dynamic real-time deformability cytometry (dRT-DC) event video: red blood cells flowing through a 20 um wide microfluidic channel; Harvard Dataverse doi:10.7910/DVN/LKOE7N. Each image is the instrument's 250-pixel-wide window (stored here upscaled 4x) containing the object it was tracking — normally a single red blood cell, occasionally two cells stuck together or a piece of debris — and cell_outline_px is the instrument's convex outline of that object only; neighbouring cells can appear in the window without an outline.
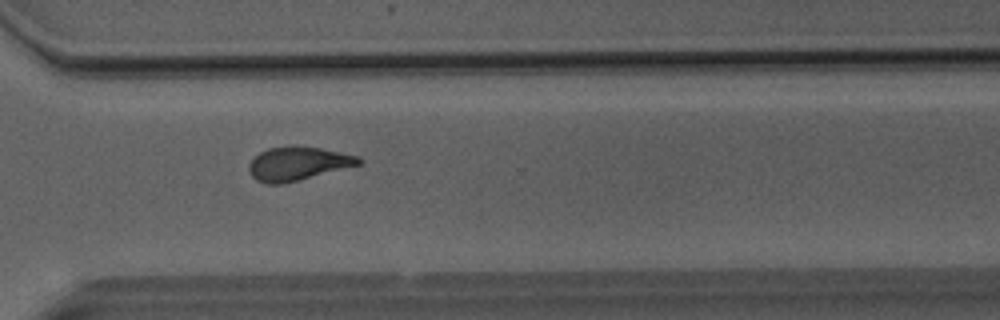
{"species": "Egyptian fruit bat (a non-hibernating species)", "species_latin": "Rousettus aegyptiacus", "temperature_condition": "room temperature", "stored_images_in_passage": 50, "camera_frame_rate_fps": 3000, "um_per_image_px": 0.085, "animal": {"sex": "male"}, "frame": {"image": 1, "passage_image": 37, "time_ms": 12.0, "image_size_px": [1000, 320], "cell_outline_px": [[364, 160], [360, 164], [284, 184], [268, 184], [256, 180], [248, 172], [248, 164], [260, 152], [268, 148], [320, 148], [360, 156]], "centroid_in_image_um": [25.31, 13.94], "position_along_channel_um": 345.3, "area_um2": 20.98}}
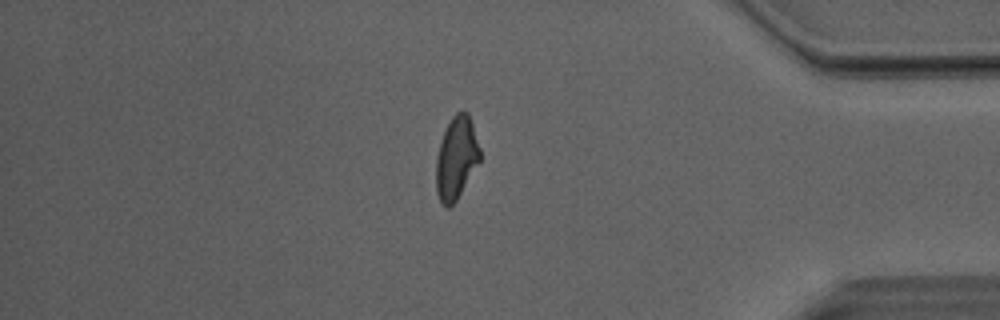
{"frame": {"image": 2, "passage_image": 43, "time_ms": 14.0, "image_size_px": [1000, 320], "cell_outline_px": [[480, 160], [456, 200], [448, 208], [444, 208], [440, 204], [436, 192], [436, 160], [440, 144], [444, 132], [452, 116], [456, 112], [468, 112], [480, 148]], "centroid_in_image_um": [38.77, 13.46], "position_along_channel_um": 396.4, "area_um2": 20.87}}
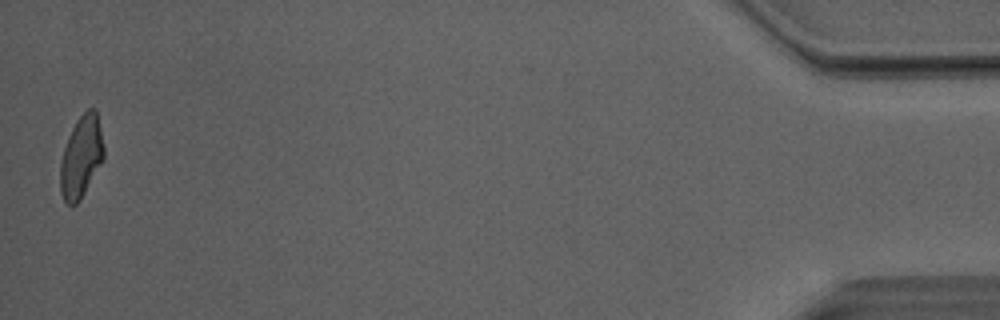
{"frame": {"image": 3, "passage_image": 50, "time_ms": 16.333, "image_size_px": [1000, 320], "cell_outline_px": [[104, 160], [80, 200], [76, 204], [68, 204], [64, 200], [60, 192], [60, 164], [64, 148], [68, 136], [76, 120], [88, 108], [96, 108], [104, 144]], "centroid_in_image_um": [6.92, 13.31], "position_along_channel_um": 428.3, "area_um2": 20.92}, "authors_computed_cell_mechanics": {"area_um2": 21.8195, "velocity_mm_per_s": 4.0681, "shape_relaxation_time_tau1_ms": 5.7786, "shape_relaxation_time_tau2_ms": 1.2844, "deformation_change_tau1": 0.168, "deformation_change_tau2": 0.0722}}